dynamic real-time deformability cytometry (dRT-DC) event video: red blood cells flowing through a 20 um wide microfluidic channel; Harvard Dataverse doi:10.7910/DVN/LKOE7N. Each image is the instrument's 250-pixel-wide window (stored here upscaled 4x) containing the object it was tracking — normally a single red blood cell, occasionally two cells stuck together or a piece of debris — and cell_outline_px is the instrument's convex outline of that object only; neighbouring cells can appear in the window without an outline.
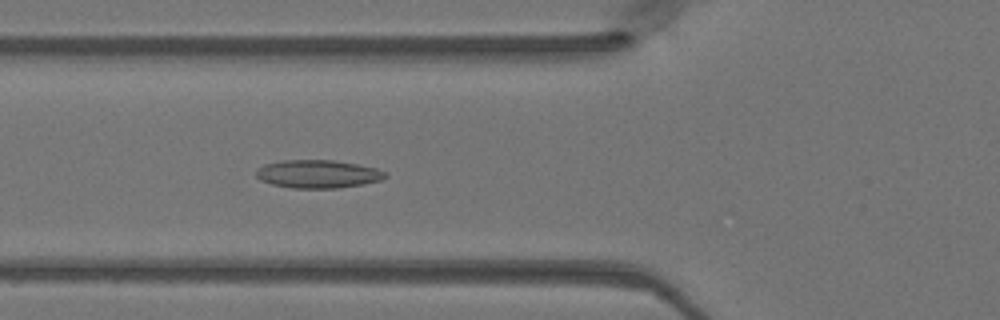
{"species": "Egyptian fruit bat (a non-hibernating species)", "species_latin": "Rousettus aegyptiacus", "temperature_condition": "warm", "stored_images_in_passage": 49, "camera_frame_rate_fps": 3000, "um_per_image_px": 0.085, "animal": {"sex": "female"}, "frame": {"image": 1, "passage_image": 18, "time_ms": 5.667, "image_size_px": [1000, 320], "cell_outline_px": [[388, 176], [380, 180], [360, 184], [336, 188], [292, 188], [272, 184], [260, 180], [256, 176], [256, 168], [264, 164], [280, 160], [332, 160], [356, 164], [376, 168], [388, 172]], "centroid_in_image_um": [26.99, 14.78], "position_along_channel_um": 98.8, "area_um2": 21.15}}
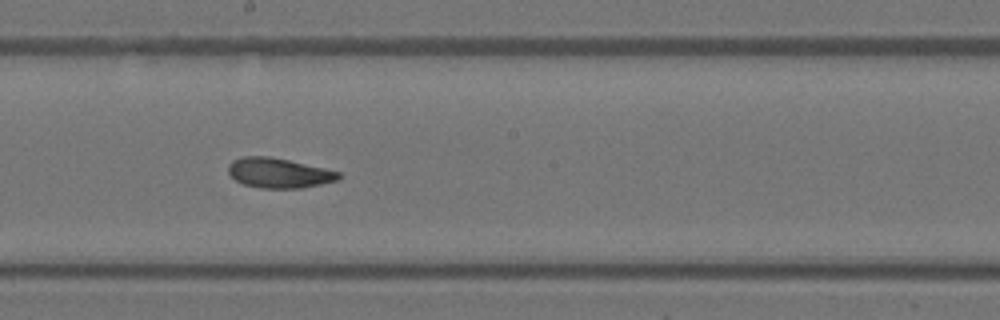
{"frame": {"image": 2, "passage_image": 27, "time_ms": 8.667, "image_size_px": [1000, 320], "cell_outline_px": [[340, 180], [300, 188], [260, 188], [244, 184], [236, 180], [228, 172], [228, 164], [232, 160], [244, 156], [272, 156], [324, 168], [340, 172]], "centroid_in_image_um": [23.69, 14.69], "position_along_channel_um": 224.5, "area_um2": 19.25}}
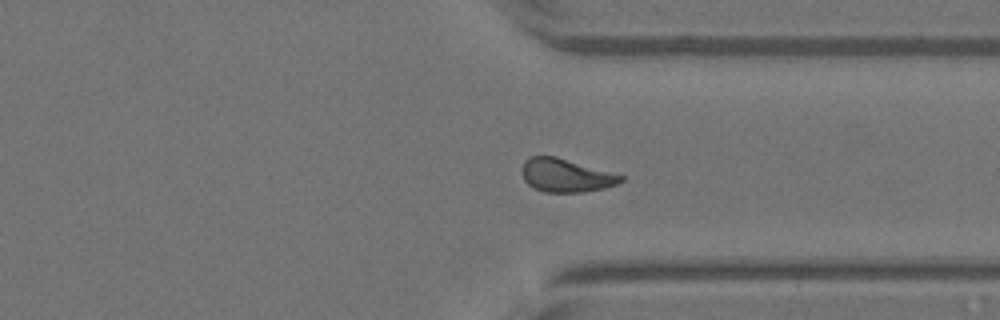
{"frame": {"image": 3, "passage_image": 37, "time_ms": 12.0, "image_size_px": [1000, 320], "cell_outline_px": [[624, 180], [616, 184], [604, 188], [584, 192], [544, 192], [532, 188], [524, 180], [520, 172], [524, 160], [528, 156], [556, 156], [624, 176]], "centroid_in_image_um": [48.04, 14.91], "position_along_channel_um": 363.4, "area_um2": 19.31}}